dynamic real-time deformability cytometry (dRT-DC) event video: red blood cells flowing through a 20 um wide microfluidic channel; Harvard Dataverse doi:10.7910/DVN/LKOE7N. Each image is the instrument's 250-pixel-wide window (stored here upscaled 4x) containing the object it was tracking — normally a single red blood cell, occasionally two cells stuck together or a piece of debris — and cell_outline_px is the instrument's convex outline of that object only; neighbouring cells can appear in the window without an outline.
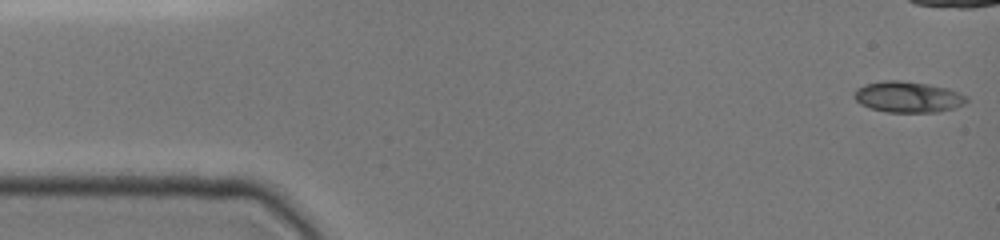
{"species": "common noctule bat (a hibernating species)", "species_latin": "Nyctalus noctula", "temperature_condition": "cold", "stored_images_in_passage": 16, "camera_frame_rate_fps": 3000, "um_per_image_px": 0.085, "animal": {"sex": "female", "body_mass_g": 19.0, "forearm_length_mm": 51.5}, "frame": {"image": 1, "passage_image": 1, "time_ms": 0.0, "image_size_px": [1000, 240], "cell_outline_px": [[968, 100], [964, 104], [956, 108], [936, 112], [884, 112], [860, 104], [852, 96], [856, 88], [864, 84], [884, 80], [900, 80], [928, 84], [948, 88], [968, 96]], "centroid_in_image_um": [77.17, 8.24], "position_along_channel_um": 7.8, "area_um2": 20.52}}
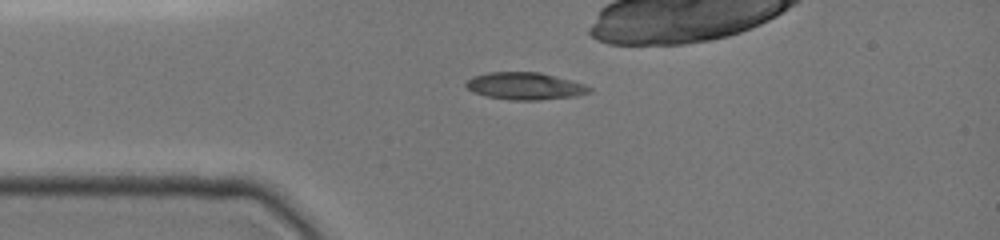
{"frame": {"image": 2, "passage_image": 8, "time_ms": 3.333, "image_size_px": [1000, 240], "cell_outline_px": [[592, 92], [572, 96], [536, 100], [508, 100], [488, 96], [472, 92], [464, 84], [472, 76], [488, 72], [540, 72], [584, 84], [592, 88]], "centroid_in_image_um": [44.59, 7.31], "position_along_channel_um": 40.4, "area_um2": 19.42}}
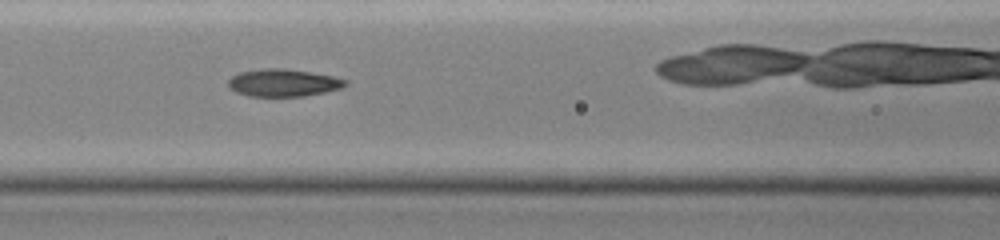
{"frame": {"image": 3, "passage_image": 12, "time_ms": 6.333, "image_size_px": [1000, 240], "cell_outline_px": [[348, 84], [340, 88], [324, 92], [304, 96], [248, 96], [236, 92], [228, 88], [228, 80], [232, 76], [240, 72], [260, 68], [288, 68], [332, 76], [348, 80]], "centroid_in_image_um": [24.05, 7.03], "position_along_channel_um": 142.6, "area_um2": 18.84}}